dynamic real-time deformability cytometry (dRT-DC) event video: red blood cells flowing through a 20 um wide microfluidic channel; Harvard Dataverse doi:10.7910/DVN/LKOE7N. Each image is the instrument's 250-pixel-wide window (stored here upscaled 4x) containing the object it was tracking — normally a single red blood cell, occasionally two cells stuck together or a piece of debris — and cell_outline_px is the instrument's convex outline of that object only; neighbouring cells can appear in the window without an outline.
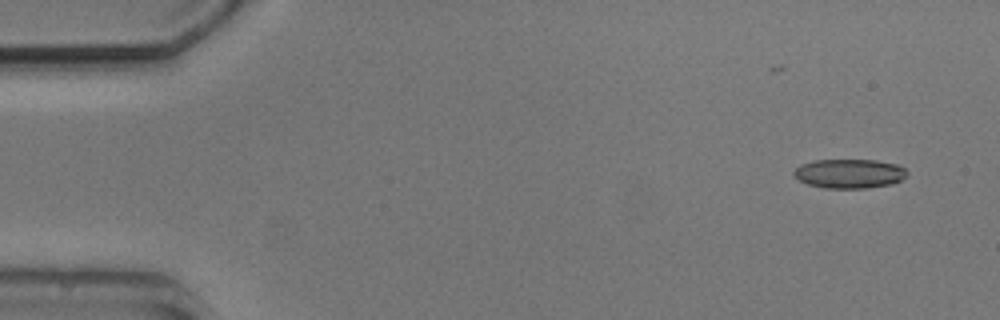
{"species": "common noctule bat (a hibernating species)", "species_latin": "Nyctalus noctula", "temperature_condition": "cold", "stored_images_in_passage": 2, "camera_frame_rate_fps": 3000, "um_per_image_px": 0.085, "animal": {"sex": "male", "body_mass_g": 20.5, "forearm_length_mm": 52.5}, "frame": {"image": 1, "passage_image": 1, "time_ms": 0.0, "image_size_px": [1000, 320], "cell_outline_px": [[908, 176], [892, 184], [868, 188], [824, 188], [808, 184], [800, 180], [792, 172], [800, 164], [816, 160], [876, 160], [896, 164], [904, 168], [908, 172]], "centroid_in_image_um": [72.22, 14.75], "position_along_channel_um": 12.8, "area_um2": 19.31}}